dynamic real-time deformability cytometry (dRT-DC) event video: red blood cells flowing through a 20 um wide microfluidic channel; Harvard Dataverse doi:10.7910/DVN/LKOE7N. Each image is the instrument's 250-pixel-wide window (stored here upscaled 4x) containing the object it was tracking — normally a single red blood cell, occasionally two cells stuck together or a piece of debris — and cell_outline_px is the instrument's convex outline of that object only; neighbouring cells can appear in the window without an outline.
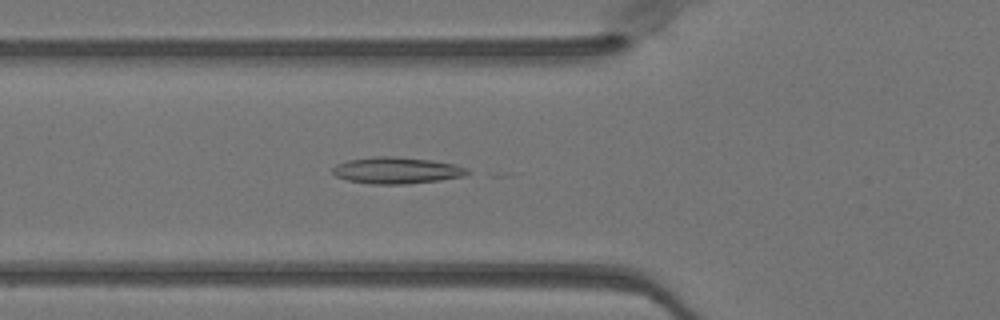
{"species": "Egyptian fruit bat (a non-hibernating species)", "species_latin": "Rousettus aegyptiacus", "temperature_condition": "warm", "stored_images_in_passage": 45, "camera_frame_rate_fps": 3000, "um_per_image_px": 0.085, "animal": {"sex": "female"}, "frame": {"image": 1, "passage_image": 13, "time_ms": 4.0, "image_size_px": [1000, 320], "cell_outline_px": [[472, 172], [464, 176], [440, 180], [408, 184], [372, 184], [348, 180], [336, 176], [332, 172], [332, 168], [336, 164], [348, 160], [376, 156], [396, 156], [432, 160], [456, 164], [468, 168]], "centroid_in_image_um": [33.76, 14.48], "position_along_channel_um": 92.0, "area_um2": 21.04}}
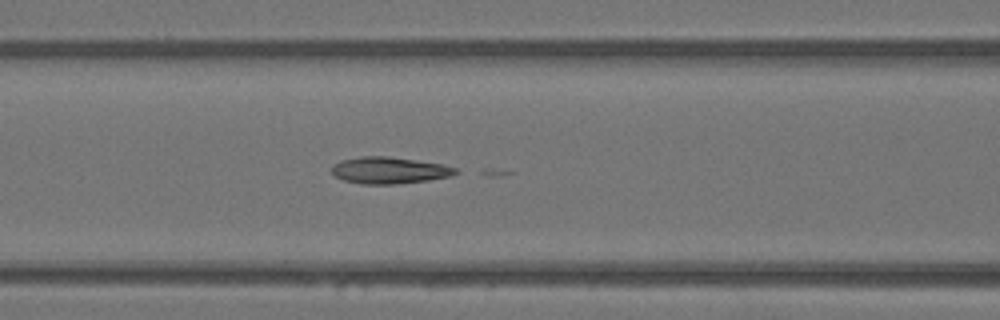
{"frame": {"image": 2, "passage_image": 16, "time_ms": 5.0, "image_size_px": [1000, 320], "cell_outline_px": [[460, 172], [448, 176], [428, 180], [396, 184], [360, 184], [344, 180], [336, 176], [332, 172], [332, 164], [340, 160], [360, 156], [388, 156], [444, 164], [456, 168]], "centroid_in_image_um": [33.07, 14.47], "position_along_channel_um": 133.5, "area_um2": 19.31}}
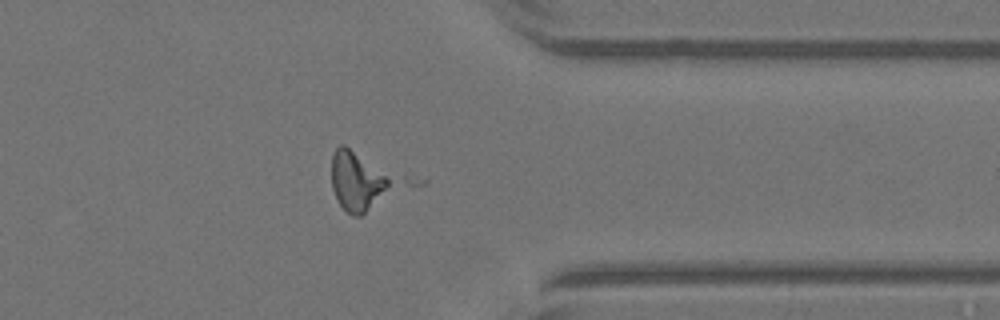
{"frame": {"image": 3, "passage_image": 35, "time_ms": 11.333, "image_size_px": [1000, 320], "cell_outline_px": [[428, 180], [424, 184], [360, 216], [352, 216], [344, 212], [332, 188], [332, 152], [340, 144], [344, 144]], "centroid_in_image_um": [31.25, 15.37], "position_along_channel_um": 380.1, "area_um2": 28.9}}